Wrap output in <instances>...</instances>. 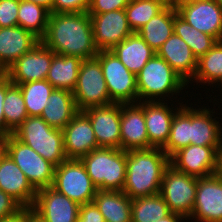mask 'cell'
Instances as JSON below:
<instances>
[{
	"label": "cell",
	"mask_w": 222,
	"mask_h": 222,
	"mask_svg": "<svg viewBox=\"0 0 222 222\" xmlns=\"http://www.w3.org/2000/svg\"><path fill=\"white\" fill-rule=\"evenodd\" d=\"M41 42L57 55L76 56L82 60L95 58L99 53L88 12L50 13Z\"/></svg>",
	"instance_id": "6da1fadb"
},
{
	"label": "cell",
	"mask_w": 222,
	"mask_h": 222,
	"mask_svg": "<svg viewBox=\"0 0 222 222\" xmlns=\"http://www.w3.org/2000/svg\"><path fill=\"white\" fill-rule=\"evenodd\" d=\"M170 158L161 148L126 151V178L123 192L132 200L160 193Z\"/></svg>",
	"instance_id": "7a4b0ae2"
},
{
	"label": "cell",
	"mask_w": 222,
	"mask_h": 222,
	"mask_svg": "<svg viewBox=\"0 0 222 222\" xmlns=\"http://www.w3.org/2000/svg\"><path fill=\"white\" fill-rule=\"evenodd\" d=\"M136 80L138 102H163L166 97L180 93L188 84L157 54L136 74Z\"/></svg>",
	"instance_id": "3957f363"
},
{
	"label": "cell",
	"mask_w": 222,
	"mask_h": 222,
	"mask_svg": "<svg viewBox=\"0 0 222 222\" xmlns=\"http://www.w3.org/2000/svg\"><path fill=\"white\" fill-rule=\"evenodd\" d=\"M12 135L55 166L67 159L63 131L40 116H28Z\"/></svg>",
	"instance_id": "277c9868"
},
{
	"label": "cell",
	"mask_w": 222,
	"mask_h": 222,
	"mask_svg": "<svg viewBox=\"0 0 222 222\" xmlns=\"http://www.w3.org/2000/svg\"><path fill=\"white\" fill-rule=\"evenodd\" d=\"M80 160L97 189L123 190L126 178V151L97 148Z\"/></svg>",
	"instance_id": "5b68a950"
},
{
	"label": "cell",
	"mask_w": 222,
	"mask_h": 222,
	"mask_svg": "<svg viewBox=\"0 0 222 222\" xmlns=\"http://www.w3.org/2000/svg\"><path fill=\"white\" fill-rule=\"evenodd\" d=\"M4 151L24 172L36 191L53 185L56 166L12 134L5 138Z\"/></svg>",
	"instance_id": "8992f818"
},
{
	"label": "cell",
	"mask_w": 222,
	"mask_h": 222,
	"mask_svg": "<svg viewBox=\"0 0 222 222\" xmlns=\"http://www.w3.org/2000/svg\"><path fill=\"white\" fill-rule=\"evenodd\" d=\"M198 177L185 174L169 164L161 182L160 195L170 212L186 219L192 214L195 204Z\"/></svg>",
	"instance_id": "52a82bcc"
},
{
	"label": "cell",
	"mask_w": 222,
	"mask_h": 222,
	"mask_svg": "<svg viewBox=\"0 0 222 222\" xmlns=\"http://www.w3.org/2000/svg\"><path fill=\"white\" fill-rule=\"evenodd\" d=\"M95 58L100 62L110 100L120 104L137 103L136 75L112 51H99Z\"/></svg>",
	"instance_id": "ba28073f"
},
{
	"label": "cell",
	"mask_w": 222,
	"mask_h": 222,
	"mask_svg": "<svg viewBox=\"0 0 222 222\" xmlns=\"http://www.w3.org/2000/svg\"><path fill=\"white\" fill-rule=\"evenodd\" d=\"M72 93L76 107L81 111L113 103L109 97L100 62L96 58L82 61L77 84Z\"/></svg>",
	"instance_id": "9c48e42d"
},
{
	"label": "cell",
	"mask_w": 222,
	"mask_h": 222,
	"mask_svg": "<svg viewBox=\"0 0 222 222\" xmlns=\"http://www.w3.org/2000/svg\"><path fill=\"white\" fill-rule=\"evenodd\" d=\"M52 187L79 205L93 202L98 190L80 159H66L56 166Z\"/></svg>",
	"instance_id": "30bf717a"
},
{
	"label": "cell",
	"mask_w": 222,
	"mask_h": 222,
	"mask_svg": "<svg viewBox=\"0 0 222 222\" xmlns=\"http://www.w3.org/2000/svg\"><path fill=\"white\" fill-rule=\"evenodd\" d=\"M55 53L41 41L28 53L10 65L5 75L12 84L19 85L47 78Z\"/></svg>",
	"instance_id": "8fae6325"
},
{
	"label": "cell",
	"mask_w": 222,
	"mask_h": 222,
	"mask_svg": "<svg viewBox=\"0 0 222 222\" xmlns=\"http://www.w3.org/2000/svg\"><path fill=\"white\" fill-rule=\"evenodd\" d=\"M175 7L192 27L222 41V8L215 0H193Z\"/></svg>",
	"instance_id": "7c38bea8"
},
{
	"label": "cell",
	"mask_w": 222,
	"mask_h": 222,
	"mask_svg": "<svg viewBox=\"0 0 222 222\" xmlns=\"http://www.w3.org/2000/svg\"><path fill=\"white\" fill-rule=\"evenodd\" d=\"M94 44L99 51H111L134 32L129 27L124 9L103 14H89Z\"/></svg>",
	"instance_id": "4fadbf2b"
},
{
	"label": "cell",
	"mask_w": 222,
	"mask_h": 222,
	"mask_svg": "<svg viewBox=\"0 0 222 222\" xmlns=\"http://www.w3.org/2000/svg\"><path fill=\"white\" fill-rule=\"evenodd\" d=\"M219 147L188 145L170 157V164L185 174L209 177L216 174Z\"/></svg>",
	"instance_id": "5bb4252c"
},
{
	"label": "cell",
	"mask_w": 222,
	"mask_h": 222,
	"mask_svg": "<svg viewBox=\"0 0 222 222\" xmlns=\"http://www.w3.org/2000/svg\"><path fill=\"white\" fill-rule=\"evenodd\" d=\"M222 222V177L214 174L198 178L195 204L189 219Z\"/></svg>",
	"instance_id": "9a60e30c"
},
{
	"label": "cell",
	"mask_w": 222,
	"mask_h": 222,
	"mask_svg": "<svg viewBox=\"0 0 222 222\" xmlns=\"http://www.w3.org/2000/svg\"><path fill=\"white\" fill-rule=\"evenodd\" d=\"M83 112L89 117L98 147L120 149L121 104L91 107Z\"/></svg>",
	"instance_id": "2e32d148"
},
{
	"label": "cell",
	"mask_w": 222,
	"mask_h": 222,
	"mask_svg": "<svg viewBox=\"0 0 222 222\" xmlns=\"http://www.w3.org/2000/svg\"><path fill=\"white\" fill-rule=\"evenodd\" d=\"M120 149L124 151L153 148L149 144L144 102L121 104Z\"/></svg>",
	"instance_id": "e0dca14e"
},
{
	"label": "cell",
	"mask_w": 222,
	"mask_h": 222,
	"mask_svg": "<svg viewBox=\"0 0 222 222\" xmlns=\"http://www.w3.org/2000/svg\"><path fill=\"white\" fill-rule=\"evenodd\" d=\"M80 205L52 186L37 190L32 209L47 222H77Z\"/></svg>",
	"instance_id": "ac0fdd59"
},
{
	"label": "cell",
	"mask_w": 222,
	"mask_h": 222,
	"mask_svg": "<svg viewBox=\"0 0 222 222\" xmlns=\"http://www.w3.org/2000/svg\"><path fill=\"white\" fill-rule=\"evenodd\" d=\"M62 131L67 159H80L99 148L89 117L81 110Z\"/></svg>",
	"instance_id": "d6986e66"
},
{
	"label": "cell",
	"mask_w": 222,
	"mask_h": 222,
	"mask_svg": "<svg viewBox=\"0 0 222 222\" xmlns=\"http://www.w3.org/2000/svg\"><path fill=\"white\" fill-rule=\"evenodd\" d=\"M0 189L23 207H32L37 193L24 172L5 151L0 155Z\"/></svg>",
	"instance_id": "ffe728a7"
},
{
	"label": "cell",
	"mask_w": 222,
	"mask_h": 222,
	"mask_svg": "<svg viewBox=\"0 0 222 222\" xmlns=\"http://www.w3.org/2000/svg\"><path fill=\"white\" fill-rule=\"evenodd\" d=\"M165 101L144 102V118L149 139L153 148H163L170 135L171 122L175 113L183 105L176 109L167 105ZM172 109V110H171ZM176 110V111H174Z\"/></svg>",
	"instance_id": "44dd1931"
},
{
	"label": "cell",
	"mask_w": 222,
	"mask_h": 222,
	"mask_svg": "<svg viewBox=\"0 0 222 222\" xmlns=\"http://www.w3.org/2000/svg\"><path fill=\"white\" fill-rule=\"evenodd\" d=\"M41 40L21 26L0 28V68L6 69Z\"/></svg>",
	"instance_id": "7402d4cb"
},
{
	"label": "cell",
	"mask_w": 222,
	"mask_h": 222,
	"mask_svg": "<svg viewBox=\"0 0 222 222\" xmlns=\"http://www.w3.org/2000/svg\"><path fill=\"white\" fill-rule=\"evenodd\" d=\"M188 84L191 83L197 70V58L188 44L173 33L156 53Z\"/></svg>",
	"instance_id": "603a6c76"
},
{
	"label": "cell",
	"mask_w": 222,
	"mask_h": 222,
	"mask_svg": "<svg viewBox=\"0 0 222 222\" xmlns=\"http://www.w3.org/2000/svg\"><path fill=\"white\" fill-rule=\"evenodd\" d=\"M213 110L190 107V145L220 146V122L212 118Z\"/></svg>",
	"instance_id": "cb8c5ba5"
},
{
	"label": "cell",
	"mask_w": 222,
	"mask_h": 222,
	"mask_svg": "<svg viewBox=\"0 0 222 222\" xmlns=\"http://www.w3.org/2000/svg\"><path fill=\"white\" fill-rule=\"evenodd\" d=\"M111 51L135 75L156 54L137 32L125 38Z\"/></svg>",
	"instance_id": "d4e9b609"
},
{
	"label": "cell",
	"mask_w": 222,
	"mask_h": 222,
	"mask_svg": "<svg viewBox=\"0 0 222 222\" xmlns=\"http://www.w3.org/2000/svg\"><path fill=\"white\" fill-rule=\"evenodd\" d=\"M78 111L72 92L54 89L40 117L51 127L62 130Z\"/></svg>",
	"instance_id": "484cf974"
},
{
	"label": "cell",
	"mask_w": 222,
	"mask_h": 222,
	"mask_svg": "<svg viewBox=\"0 0 222 222\" xmlns=\"http://www.w3.org/2000/svg\"><path fill=\"white\" fill-rule=\"evenodd\" d=\"M93 202L106 222H131L132 199L123 191L98 189Z\"/></svg>",
	"instance_id": "4316f807"
},
{
	"label": "cell",
	"mask_w": 222,
	"mask_h": 222,
	"mask_svg": "<svg viewBox=\"0 0 222 222\" xmlns=\"http://www.w3.org/2000/svg\"><path fill=\"white\" fill-rule=\"evenodd\" d=\"M174 5L168 4L155 17L143 25L137 33L157 53L164 42L174 33Z\"/></svg>",
	"instance_id": "83f0119b"
},
{
	"label": "cell",
	"mask_w": 222,
	"mask_h": 222,
	"mask_svg": "<svg viewBox=\"0 0 222 222\" xmlns=\"http://www.w3.org/2000/svg\"><path fill=\"white\" fill-rule=\"evenodd\" d=\"M82 59L76 56H53L46 80L55 88L73 92Z\"/></svg>",
	"instance_id": "f1b7e54d"
},
{
	"label": "cell",
	"mask_w": 222,
	"mask_h": 222,
	"mask_svg": "<svg viewBox=\"0 0 222 222\" xmlns=\"http://www.w3.org/2000/svg\"><path fill=\"white\" fill-rule=\"evenodd\" d=\"M173 32L188 44L197 60L218 42L216 38L192 27L177 13L175 6Z\"/></svg>",
	"instance_id": "f546056e"
},
{
	"label": "cell",
	"mask_w": 222,
	"mask_h": 222,
	"mask_svg": "<svg viewBox=\"0 0 222 222\" xmlns=\"http://www.w3.org/2000/svg\"><path fill=\"white\" fill-rule=\"evenodd\" d=\"M170 213L160 193L132 200L131 222H158Z\"/></svg>",
	"instance_id": "4dcf8cb0"
},
{
	"label": "cell",
	"mask_w": 222,
	"mask_h": 222,
	"mask_svg": "<svg viewBox=\"0 0 222 222\" xmlns=\"http://www.w3.org/2000/svg\"><path fill=\"white\" fill-rule=\"evenodd\" d=\"M50 11L45 7L19 0L18 8V26L30 31L40 40L45 36Z\"/></svg>",
	"instance_id": "1f68e13d"
},
{
	"label": "cell",
	"mask_w": 222,
	"mask_h": 222,
	"mask_svg": "<svg viewBox=\"0 0 222 222\" xmlns=\"http://www.w3.org/2000/svg\"><path fill=\"white\" fill-rule=\"evenodd\" d=\"M183 104L175 113L170 128V135L162 150L170 158L181 148L190 145V107Z\"/></svg>",
	"instance_id": "d6a6232c"
},
{
	"label": "cell",
	"mask_w": 222,
	"mask_h": 222,
	"mask_svg": "<svg viewBox=\"0 0 222 222\" xmlns=\"http://www.w3.org/2000/svg\"><path fill=\"white\" fill-rule=\"evenodd\" d=\"M222 78V41H218L205 55L197 60V70L193 82L208 83L213 86ZM211 83V84H210Z\"/></svg>",
	"instance_id": "836d02e7"
},
{
	"label": "cell",
	"mask_w": 222,
	"mask_h": 222,
	"mask_svg": "<svg viewBox=\"0 0 222 222\" xmlns=\"http://www.w3.org/2000/svg\"><path fill=\"white\" fill-rule=\"evenodd\" d=\"M3 112L6 126L14 132L23 121L29 116L21 89L18 85L12 84L6 76V96L4 99Z\"/></svg>",
	"instance_id": "e575fe53"
},
{
	"label": "cell",
	"mask_w": 222,
	"mask_h": 222,
	"mask_svg": "<svg viewBox=\"0 0 222 222\" xmlns=\"http://www.w3.org/2000/svg\"><path fill=\"white\" fill-rule=\"evenodd\" d=\"M18 86L21 89L28 115L41 116L43 109L48 104L50 94L55 88L46 79L26 82Z\"/></svg>",
	"instance_id": "d590c367"
},
{
	"label": "cell",
	"mask_w": 222,
	"mask_h": 222,
	"mask_svg": "<svg viewBox=\"0 0 222 222\" xmlns=\"http://www.w3.org/2000/svg\"><path fill=\"white\" fill-rule=\"evenodd\" d=\"M168 4L166 0H129L124 9L129 27L133 32H137Z\"/></svg>",
	"instance_id": "8d00e7d4"
},
{
	"label": "cell",
	"mask_w": 222,
	"mask_h": 222,
	"mask_svg": "<svg viewBox=\"0 0 222 222\" xmlns=\"http://www.w3.org/2000/svg\"><path fill=\"white\" fill-rule=\"evenodd\" d=\"M19 0H0V28L18 26Z\"/></svg>",
	"instance_id": "74e56055"
},
{
	"label": "cell",
	"mask_w": 222,
	"mask_h": 222,
	"mask_svg": "<svg viewBox=\"0 0 222 222\" xmlns=\"http://www.w3.org/2000/svg\"><path fill=\"white\" fill-rule=\"evenodd\" d=\"M89 7L90 0H54L53 13H85Z\"/></svg>",
	"instance_id": "f35d334b"
},
{
	"label": "cell",
	"mask_w": 222,
	"mask_h": 222,
	"mask_svg": "<svg viewBox=\"0 0 222 222\" xmlns=\"http://www.w3.org/2000/svg\"><path fill=\"white\" fill-rule=\"evenodd\" d=\"M128 3L129 0H90L88 14H103L125 9Z\"/></svg>",
	"instance_id": "ab89813d"
},
{
	"label": "cell",
	"mask_w": 222,
	"mask_h": 222,
	"mask_svg": "<svg viewBox=\"0 0 222 222\" xmlns=\"http://www.w3.org/2000/svg\"><path fill=\"white\" fill-rule=\"evenodd\" d=\"M23 206L0 189V219L16 214Z\"/></svg>",
	"instance_id": "60d3db41"
},
{
	"label": "cell",
	"mask_w": 222,
	"mask_h": 222,
	"mask_svg": "<svg viewBox=\"0 0 222 222\" xmlns=\"http://www.w3.org/2000/svg\"><path fill=\"white\" fill-rule=\"evenodd\" d=\"M77 222H106L94 202L80 205Z\"/></svg>",
	"instance_id": "b9f144b4"
},
{
	"label": "cell",
	"mask_w": 222,
	"mask_h": 222,
	"mask_svg": "<svg viewBox=\"0 0 222 222\" xmlns=\"http://www.w3.org/2000/svg\"><path fill=\"white\" fill-rule=\"evenodd\" d=\"M6 96V75L0 78V135L7 138L13 132L6 126L5 117L3 112L4 99Z\"/></svg>",
	"instance_id": "7bdbcfd3"
},
{
	"label": "cell",
	"mask_w": 222,
	"mask_h": 222,
	"mask_svg": "<svg viewBox=\"0 0 222 222\" xmlns=\"http://www.w3.org/2000/svg\"><path fill=\"white\" fill-rule=\"evenodd\" d=\"M0 222H29V207H23L16 214L0 219Z\"/></svg>",
	"instance_id": "ee69618b"
},
{
	"label": "cell",
	"mask_w": 222,
	"mask_h": 222,
	"mask_svg": "<svg viewBox=\"0 0 222 222\" xmlns=\"http://www.w3.org/2000/svg\"><path fill=\"white\" fill-rule=\"evenodd\" d=\"M184 220L187 219L177 213L170 212L166 217L161 218L158 222H181Z\"/></svg>",
	"instance_id": "f6af8a7d"
},
{
	"label": "cell",
	"mask_w": 222,
	"mask_h": 222,
	"mask_svg": "<svg viewBox=\"0 0 222 222\" xmlns=\"http://www.w3.org/2000/svg\"><path fill=\"white\" fill-rule=\"evenodd\" d=\"M25 1L41 5V6L45 7L46 9H48L50 11V13H53L54 0H25Z\"/></svg>",
	"instance_id": "bcb514c9"
},
{
	"label": "cell",
	"mask_w": 222,
	"mask_h": 222,
	"mask_svg": "<svg viewBox=\"0 0 222 222\" xmlns=\"http://www.w3.org/2000/svg\"><path fill=\"white\" fill-rule=\"evenodd\" d=\"M29 222H47L43 217L29 207Z\"/></svg>",
	"instance_id": "7dc6e473"
},
{
	"label": "cell",
	"mask_w": 222,
	"mask_h": 222,
	"mask_svg": "<svg viewBox=\"0 0 222 222\" xmlns=\"http://www.w3.org/2000/svg\"><path fill=\"white\" fill-rule=\"evenodd\" d=\"M216 174L222 177V144L218 149L217 171Z\"/></svg>",
	"instance_id": "c3c4849f"
},
{
	"label": "cell",
	"mask_w": 222,
	"mask_h": 222,
	"mask_svg": "<svg viewBox=\"0 0 222 222\" xmlns=\"http://www.w3.org/2000/svg\"><path fill=\"white\" fill-rule=\"evenodd\" d=\"M5 137L0 135V155L4 152Z\"/></svg>",
	"instance_id": "681fc988"
},
{
	"label": "cell",
	"mask_w": 222,
	"mask_h": 222,
	"mask_svg": "<svg viewBox=\"0 0 222 222\" xmlns=\"http://www.w3.org/2000/svg\"><path fill=\"white\" fill-rule=\"evenodd\" d=\"M189 1H193V0H172L170 2V4H173L174 6H176L177 4L183 3V2H189Z\"/></svg>",
	"instance_id": "f907efd6"
},
{
	"label": "cell",
	"mask_w": 222,
	"mask_h": 222,
	"mask_svg": "<svg viewBox=\"0 0 222 222\" xmlns=\"http://www.w3.org/2000/svg\"><path fill=\"white\" fill-rule=\"evenodd\" d=\"M220 125L222 124L220 123ZM220 144H222V127H220Z\"/></svg>",
	"instance_id": "816d5d0a"
},
{
	"label": "cell",
	"mask_w": 222,
	"mask_h": 222,
	"mask_svg": "<svg viewBox=\"0 0 222 222\" xmlns=\"http://www.w3.org/2000/svg\"><path fill=\"white\" fill-rule=\"evenodd\" d=\"M215 1L222 8V0H215Z\"/></svg>",
	"instance_id": "f5cc1de1"
},
{
	"label": "cell",
	"mask_w": 222,
	"mask_h": 222,
	"mask_svg": "<svg viewBox=\"0 0 222 222\" xmlns=\"http://www.w3.org/2000/svg\"><path fill=\"white\" fill-rule=\"evenodd\" d=\"M5 74V71L0 68V78Z\"/></svg>",
	"instance_id": "db71d44e"
},
{
	"label": "cell",
	"mask_w": 222,
	"mask_h": 222,
	"mask_svg": "<svg viewBox=\"0 0 222 222\" xmlns=\"http://www.w3.org/2000/svg\"><path fill=\"white\" fill-rule=\"evenodd\" d=\"M219 83L217 84H220L221 83V87H222V78L218 81Z\"/></svg>",
	"instance_id": "11a10c76"
}]
</instances>
